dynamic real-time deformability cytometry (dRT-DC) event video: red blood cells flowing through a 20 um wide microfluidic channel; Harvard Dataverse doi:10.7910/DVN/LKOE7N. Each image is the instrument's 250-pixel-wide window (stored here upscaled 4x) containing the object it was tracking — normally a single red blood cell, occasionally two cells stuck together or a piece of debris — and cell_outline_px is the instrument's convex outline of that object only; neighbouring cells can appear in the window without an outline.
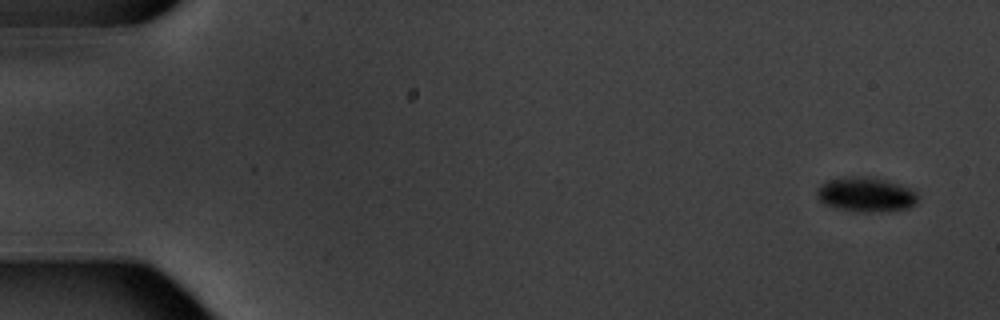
{"species": "common noctule bat (a hibernating species)", "species_latin": "Nyctalus noctula", "temperature_condition": "warm", "stored_images_in_passage": 5, "camera_frame_rate_fps": 3000, "um_per_image_px": 0.085, "animal": {"sex": "male", "body_mass_g": 20.1, "forearm_length_mm": 53.5}, "frame": {"image": 1, "passage_image": 1, "time_ms": 0.0, "image_size_px": [1000, 320], "cell_outline_px": [[916, 204], [908, 208], [888, 212], [852, 212], [836, 208], [824, 204], [816, 196], [816, 188], [820, 184], [828, 180], [856, 176], [864, 176], [888, 180], [908, 188], [916, 192]], "centroid_in_image_um": [73.57, 16.56], "position_along_channel_um": 11.4, "area_um2": 20.58}}
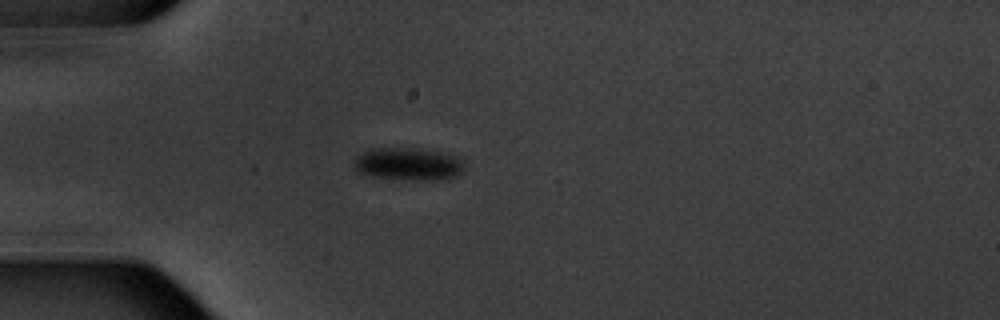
{"frame": {"image": 2, "passage_image": 5, "time_ms": 4.667, "image_size_px": [1000, 320], "cell_outline_px": [[464, 172], [456, 176], [432, 180], [412, 180], [372, 176], [360, 172], [352, 164], [352, 160], [356, 156], [372, 148], [420, 148], [444, 152], [460, 156], [464, 160]], "centroid_in_image_um": [34.76, 13.92], "position_along_channel_um": 50.2, "area_um2": 21.33}}